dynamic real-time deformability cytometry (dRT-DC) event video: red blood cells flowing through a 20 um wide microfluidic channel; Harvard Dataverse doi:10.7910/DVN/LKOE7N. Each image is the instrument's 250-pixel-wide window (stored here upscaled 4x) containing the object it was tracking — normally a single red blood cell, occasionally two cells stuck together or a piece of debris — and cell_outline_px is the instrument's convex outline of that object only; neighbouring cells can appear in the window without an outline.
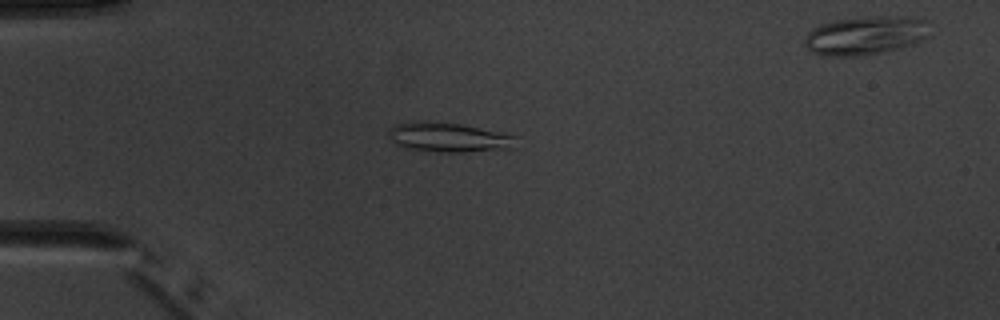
{"species": "common noctule bat (a hibernating species)", "species_latin": "Nyctalus noctula", "temperature_condition": "warm", "stored_images_in_passage": 4, "camera_frame_rate_fps": 3000, "um_per_image_px": 0.085, "animal": {"sex": "male", "body_mass_g": 20.1, "forearm_length_mm": 53.5}, "frame": {"image": 1, "passage_image": 1, "time_ms": 0.0, "image_size_px": [1000, 320], "cell_outline_px": [[516, 148], [464, 152], [436, 152], [404, 148], [396, 144], [392, 140], [388, 132], [388, 128], [396, 124], [420, 120], [428, 120], [460, 124], [508, 132], [516, 136]], "centroid_in_image_um": [38.18, 11.66], "position_along_channel_um": 46.8, "area_um2": 22.54}}
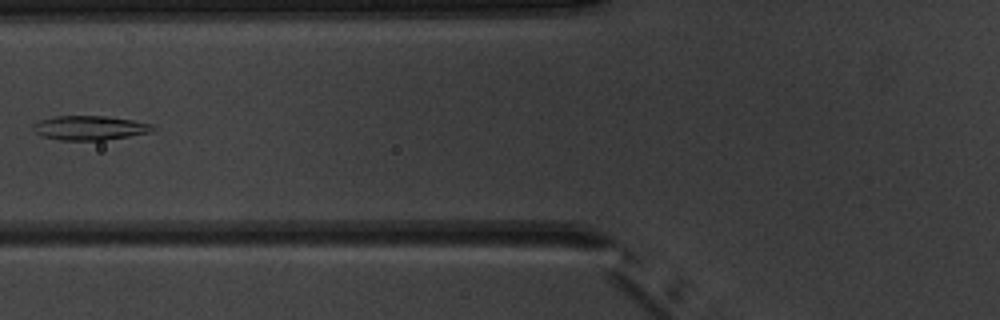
{"frame": {"image": 2, "passage_image": 3, "time_ms": 2.333, "image_size_px": [1000, 320], "cell_outline_px": [[156, 128], [148, 132], [128, 136], [104, 140], [60, 140], [40, 136], [32, 128], [32, 124], [40, 120], [56, 116], [108, 116], [132, 120], [152, 124]], "centroid_in_image_um": [7.59, 10.86], "position_along_channel_um": 118.2, "area_um2": 16.88}}
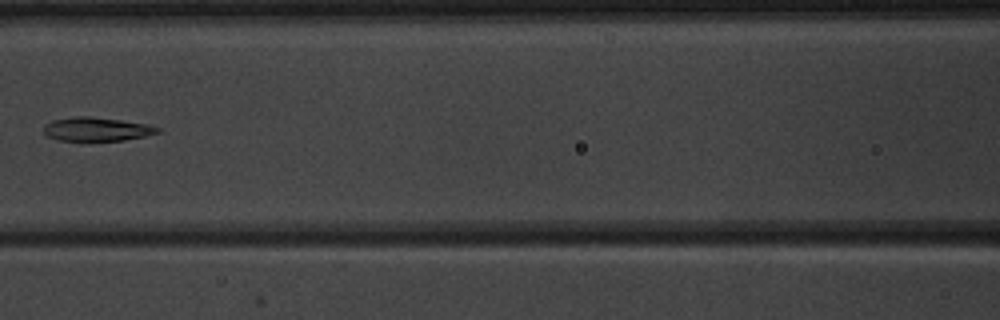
{"frame": {"image": 3, "passage_image": 4, "time_ms": 3.333, "image_size_px": [1000, 320], "cell_outline_px": [[160, 132], [144, 136], [124, 140], [88, 144], [80, 144], [56, 140], [44, 136], [44, 124], [52, 120], [76, 116], [88, 116], [120, 120], [148, 124], [160, 128]], "centroid_in_image_um": [8.12, 11.04], "position_along_channel_um": 158.5, "area_um2": 16.82}}